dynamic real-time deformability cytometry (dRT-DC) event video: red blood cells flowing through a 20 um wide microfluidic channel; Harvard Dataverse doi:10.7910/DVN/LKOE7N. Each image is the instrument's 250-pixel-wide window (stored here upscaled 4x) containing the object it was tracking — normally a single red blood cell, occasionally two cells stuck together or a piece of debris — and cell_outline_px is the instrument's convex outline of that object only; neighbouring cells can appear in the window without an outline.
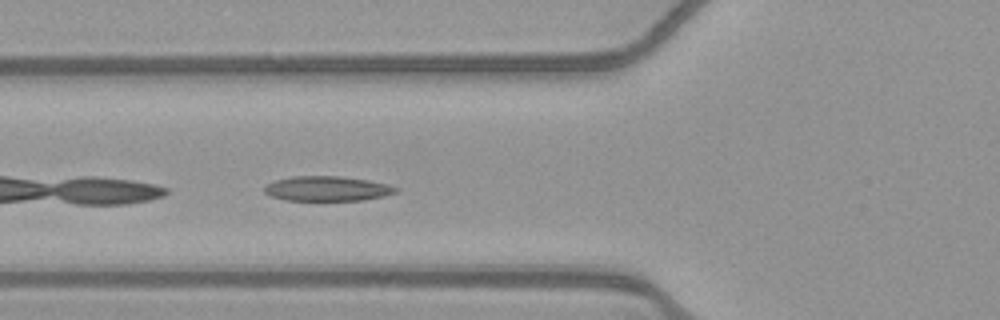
{"species": "common noctule bat (a hibernating species)", "species_latin": "Nyctalus noctula", "temperature_condition": "warm", "stored_images_in_passage": 29, "camera_frame_rate_fps": 3000, "um_per_image_px": 0.085, "animal": {"sex": "female", "body_mass_g": 21.9}, "frame": {"image": 1, "passage_image": 3, "time_ms": 0.667, "image_size_px": [1000, 320], "cell_outline_px": [[400, 192], [384, 196], [364, 200], [284, 200], [272, 196], [264, 192], [264, 188], [268, 184], [276, 180], [296, 176], [336, 176], [368, 180], [388, 184], [400, 188]], "centroid_in_image_um": [27.88, 16.04], "position_along_channel_um": 97.9, "area_um2": 18.96}}
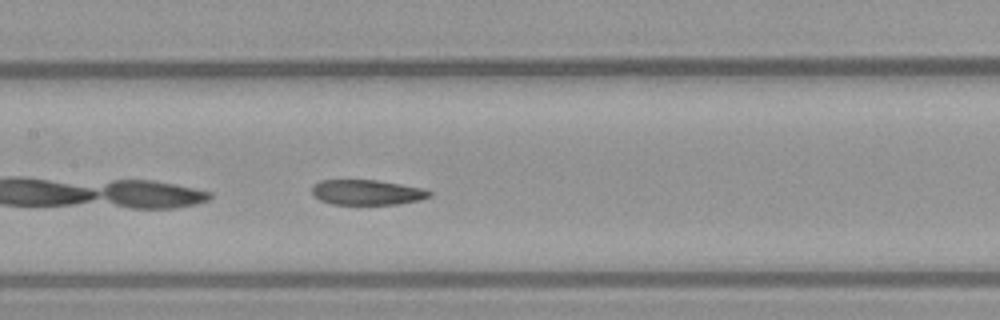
{"frame": {"image": 2, "passage_image": 9, "time_ms": 2.667, "image_size_px": [1000, 320], "cell_outline_px": [[432, 196], [420, 200], [396, 204], [332, 204], [320, 200], [312, 196], [312, 184], [320, 180], [376, 180], [424, 188], [432, 192]], "centroid_in_image_um": [31.18, 16.34], "position_along_channel_um": 176.2, "area_um2": 17.34}}
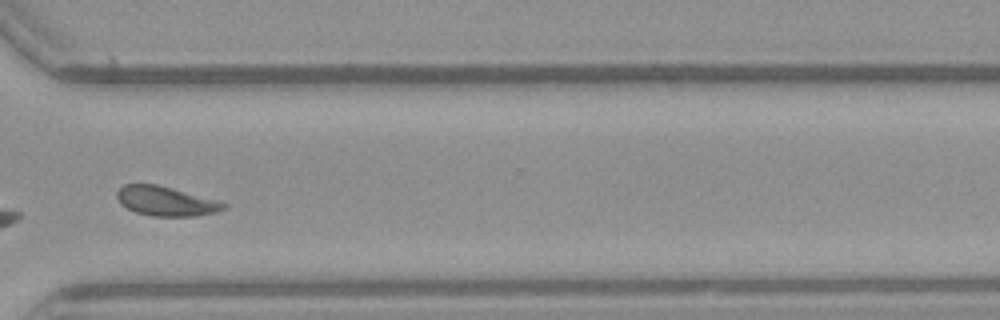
{"frame": {"image": 3, "passage_image": 23, "time_ms": 7.333, "image_size_px": [1000, 320], "cell_outline_px": [[228, 208], [216, 212], [196, 216], [152, 216], [136, 212], [120, 204], [116, 196], [116, 192], [124, 184], [156, 184], [220, 200], [228, 204]], "centroid_in_image_um": [14.14, 17.1], "position_along_channel_um": 356.5, "area_um2": 18.5}, "authors_computed_cell_mechanics": {"area_um2": 18.496, "velocity_mm_per_s": 3.8676, "shape_relaxation_time_tau1_ms": 6.0783, "shape_relaxation_time_tau2_ms": 2.3993, "deformation_change_tau1": 0.1633, "deformation_change_tau2": 0.0654}}